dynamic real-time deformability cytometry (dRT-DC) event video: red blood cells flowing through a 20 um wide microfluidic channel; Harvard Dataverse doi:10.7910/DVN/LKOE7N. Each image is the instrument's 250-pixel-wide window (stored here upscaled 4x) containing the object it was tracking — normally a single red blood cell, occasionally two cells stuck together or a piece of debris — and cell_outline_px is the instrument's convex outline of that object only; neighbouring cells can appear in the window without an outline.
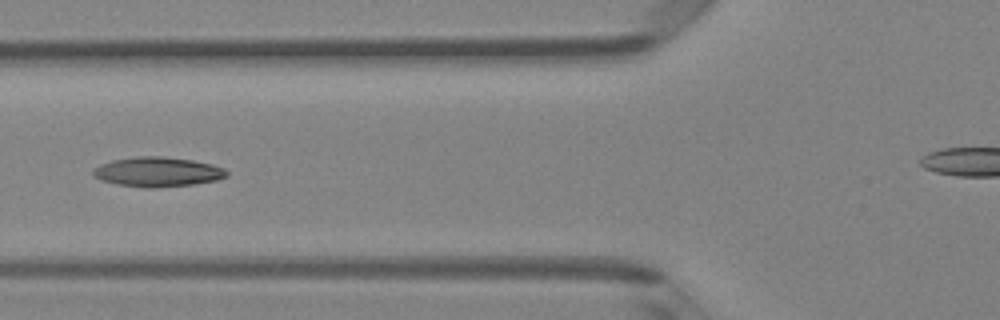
{"species": "Egyptian fruit bat (a non-hibernating species)", "species_latin": "Rousettus aegyptiacus", "temperature_condition": "room temperature", "stored_images_in_passage": 7, "camera_frame_rate_fps": 3000, "um_per_image_px": 0.085, "animal": {"sex": "female"}, "frame": {"image": 1, "passage_image": 6, "time_ms": 6.0, "image_size_px": [1000, 320], "cell_outline_px": [[228, 176], [216, 180], [192, 184], [156, 188], [144, 188], [116, 184], [100, 180], [92, 176], [92, 172], [100, 164], [112, 160], [136, 156], [160, 156], [192, 160], [212, 164], [224, 168], [228, 172]], "centroid_in_image_um": [13.37, 14.61], "position_along_channel_um": 112.4, "area_um2": 23.18}}
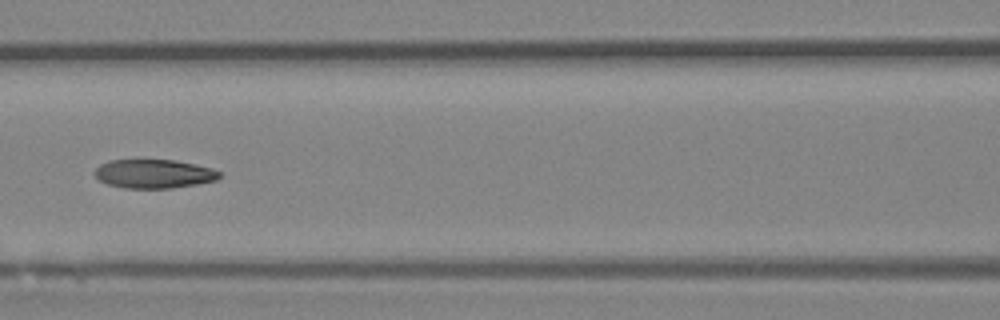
{"frame": {"image": 2, "passage_image": 7, "time_ms": 7.0, "image_size_px": [1000, 320], "cell_outline_px": [[220, 176], [216, 180], [196, 184], [172, 188], [124, 188], [108, 184], [100, 180], [92, 172], [100, 164], [108, 160], [176, 160], [212, 168], [220, 172]], "centroid_in_image_um": [13.06, 14.77], "position_along_channel_um": 153.5, "area_um2": 20.92}}